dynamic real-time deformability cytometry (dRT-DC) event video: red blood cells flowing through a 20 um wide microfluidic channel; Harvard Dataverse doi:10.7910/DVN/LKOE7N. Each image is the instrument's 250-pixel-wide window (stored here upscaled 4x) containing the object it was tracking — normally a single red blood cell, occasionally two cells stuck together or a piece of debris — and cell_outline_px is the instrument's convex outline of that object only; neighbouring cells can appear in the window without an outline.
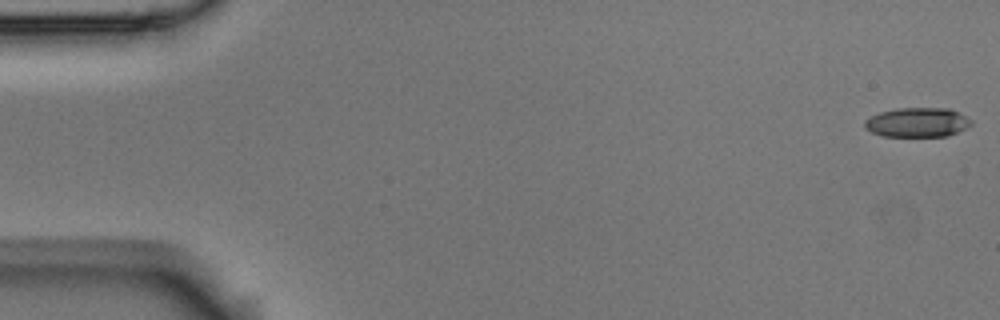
{"species": "Egyptian fruit bat (a non-hibernating species)", "species_latin": "Rousettus aegyptiacus", "temperature_condition": "room temperature", "stored_images_in_passage": 55, "camera_frame_rate_fps": 3000, "um_per_image_px": 0.085, "animal": {"sex": "male"}, "frame": {"image": 1, "passage_image": 1, "time_ms": 0.0, "image_size_px": [1000, 320], "cell_outline_px": [[972, 124], [968, 128], [948, 136], [884, 136], [872, 132], [864, 128], [864, 120], [880, 112], [896, 108], [948, 108], [960, 112], [972, 120]], "centroid_in_image_um": [78.01, 10.4], "position_along_channel_um": 7.0, "area_um2": 18.44}}
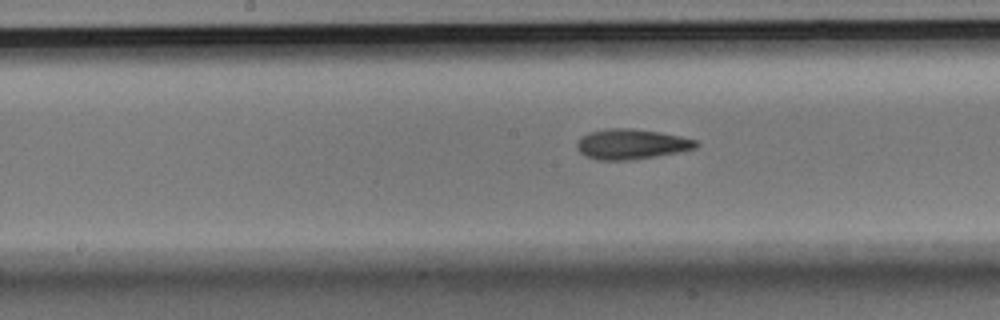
{"frame": {"image": 2, "passage_image": 28, "time_ms": 9.0, "image_size_px": [1000, 320], "cell_outline_px": [[700, 144], [696, 148], [680, 152], [632, 160], [596, 160], [580, 152], [576, 148], [576, 144], [580, 136], [588, 132], [608, 128], [632, 128], [660, 132], [680, 136], [696, 140]], "centroid_in_image_um": [53.66, 12.25], "position_along_channel_um": 194.5, "area_um2": 21.15}}
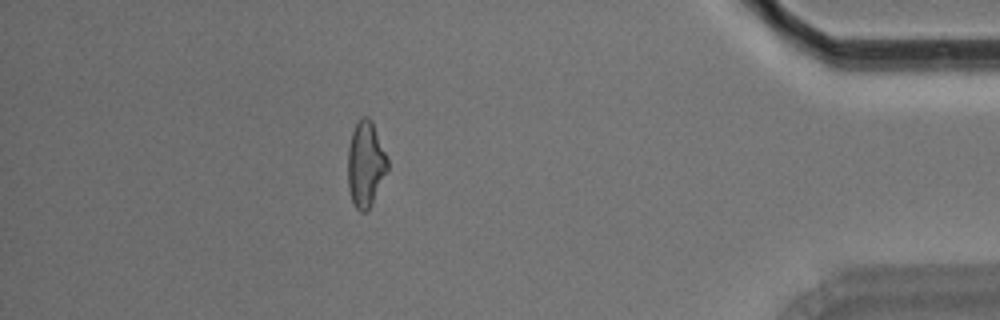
{"frame": {"image": 3, "passage_image": 49, "time_ms": 16.0, "image_size_px": [1000, 320], "cell_outline_px": [[388, 168], [372, 204], [368, 212], [360, 212], [356, 208], [352, 200], [348, 188], [348, 148], [352, 132], [356, 124], [364, 116], [368, 116], [372, 124], [388, 160]], "centroid_in_image_um": [31.06, 14.01], "position_along_channel_um": 404.1, "area_um2": 19.42}, "authors_computed_cell_mechanics": {"area_um2": 20.0566, "velocity_mm_per_s": 3.6365, "shape_relaxation_time_tau1_ms": 5.7581, "shape_relaxation_time_tau2_ms": 3.4486, "deformation_change_tau1": 0.1823, "deformation_change_tau2": 0.1283}}